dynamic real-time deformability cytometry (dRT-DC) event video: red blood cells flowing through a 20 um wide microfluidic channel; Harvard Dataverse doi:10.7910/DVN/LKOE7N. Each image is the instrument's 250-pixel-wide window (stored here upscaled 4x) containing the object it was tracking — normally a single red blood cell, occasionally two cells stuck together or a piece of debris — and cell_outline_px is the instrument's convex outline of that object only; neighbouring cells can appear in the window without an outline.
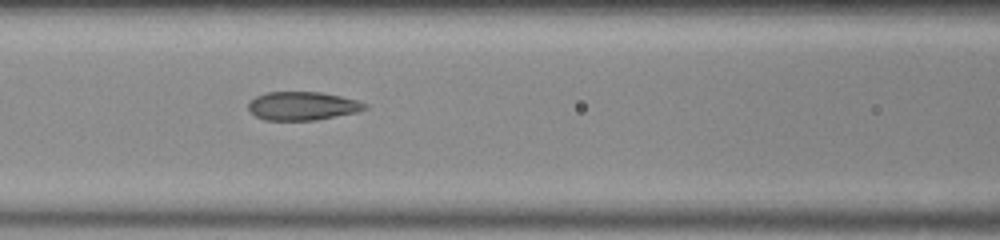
{"species": "common noctule bat (a hibernating species)", "species_latin": "Nyctalus noctula", "temperature_condition": "room temperature", "stored_images_in_passage": 35, "camera_frame_rate_fps": 3000, "um_per_image_px": 0.085, "animal": {"sex": "male", "body_mass_g": 20.0, "forearm_length_mm": 53.3}, "frame": {"image": 1, "passage_image": 7, "time_ms": 2.0, "image_size_px": [1000, 240], "cell_outline_px": [[368, 108], [356, 112], [316, 120], [264, 120], [256, 116], [248, 108], [248, 104], [256, 96], [268, 92], [320, 92], [340, 96], [356, 100], [368, 104]], "centroid_in_image_um": [25.72, 9.0], "position_along_channel_um": 140.9, "area_um2": 19.19}}
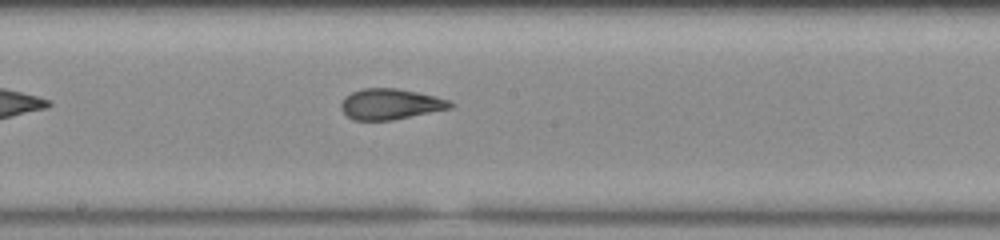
{"frame": {"image": 2, "passage_image": 13, "time_ms": 4.0, "image_size_px": [1000, 240], "cell_outline_px": [[456, 104], [452, 108], [392, 120], [352, 120], [340, 108], [340, 104], [344, 96], [352, 92], [364, 88], [396, 88], [436, 96], [448, 100]], "centroid_in_image_um": [33.18, 8.85], "position_along_channel_um": 215.0, "area_um2": 19.59}}
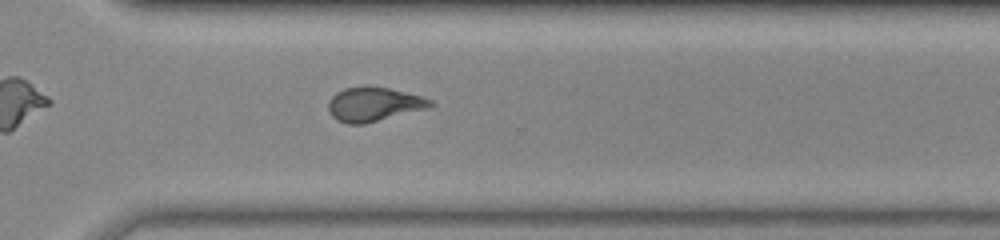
{"frame": {"image": 3, "passage_image": 23, "time_ms": 7.333, "image_size_px": [1000, 240], "cell_outline_px": [[436, 104], [432, 108], [364, 124], [348, 124], [336, 120], [328, 112], [328, 100], [336, 92], [344, 88], [388, 88], [420, 96], [432, 100]], "centroid_in_image_um": [31.8, 8.9], "position_along_channel_um": 338.8, "area_um2": 20.23}, "authors_computed_cell_mechanics": {"area_um2": 19.7098, "velocity_mm_per_s": 3.7142, "shape_relaxation_time_tau1_ms": null, "shape_relaxation_time_tau2_ms": 1.4734, "deformation_change_tau1": null, "deformation_change_tau2": 0.0979}}